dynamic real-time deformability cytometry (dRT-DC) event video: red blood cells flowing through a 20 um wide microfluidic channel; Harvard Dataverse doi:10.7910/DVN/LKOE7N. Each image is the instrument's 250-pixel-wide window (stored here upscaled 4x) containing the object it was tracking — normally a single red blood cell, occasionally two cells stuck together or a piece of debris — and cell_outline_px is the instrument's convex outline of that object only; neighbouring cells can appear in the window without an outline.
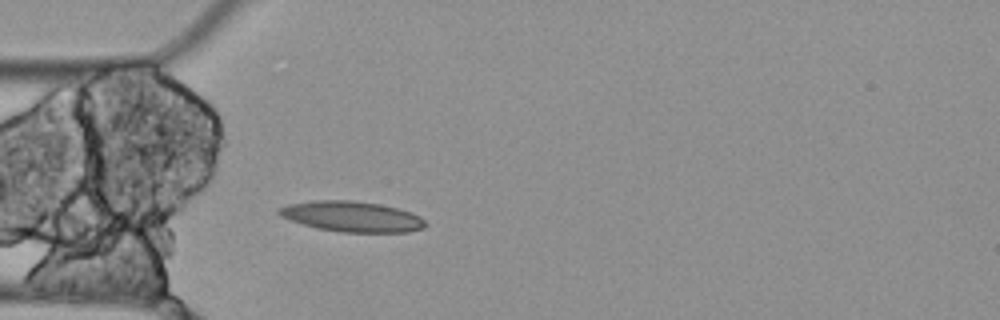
{"species": "Egyptian fruit bat (a non-hibernating species)", "species_latin": "Rousettus aegyptiacus", "temperature_condition": "cold", "stored_images_in_passage": 5, "camera_frame_rate_fps": 3000, "um_per_image_px": 0.085, "animal": {"sex": "female"}, "frame": {"image": 1, "passage_image": 5, "time_ms": 1.333, "image_size_px": [1000, 320], "cell_outline_px": [[428, 224], [424, 228], [408, 232], [340, 232], [316, 228], [280, 216], [276, 212], [276, 208], [288, 204], [312, 200], [352, 200], [380, 204], [396, 208], [420, 216]], "centroid_in_image_um": [29.89, 18.4], "position_along_channel_um": 55.1, "area_um2": 26.07}}